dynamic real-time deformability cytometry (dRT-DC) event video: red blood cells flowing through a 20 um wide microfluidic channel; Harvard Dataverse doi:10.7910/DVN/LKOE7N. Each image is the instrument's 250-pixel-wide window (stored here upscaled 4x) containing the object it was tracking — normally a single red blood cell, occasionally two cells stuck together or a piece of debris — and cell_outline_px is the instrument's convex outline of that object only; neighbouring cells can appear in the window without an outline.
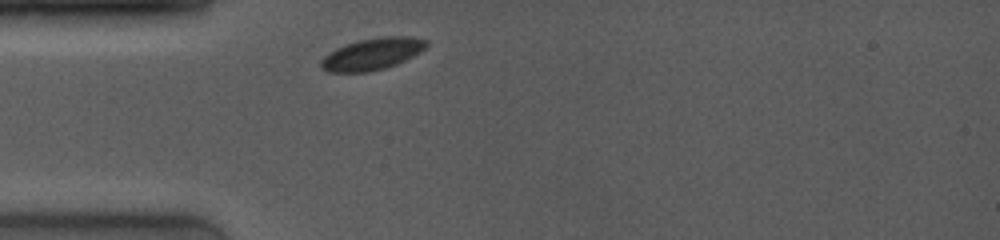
{"species": "common noctule bat (a hibernating species)", "species_latin": "Nyctalus noctula", "temperature_condition": "room temperature", "stored_images_in_passage": 6, "camera_frame_rate_fps": 4000, "um_per_image_px": 0.085, "animal": {"sex": "female", "body_mass_g": 19.0, "forearm_length_mm": 53.3}, "frame": {"image": 1, "passage_image": 1, "time_ms": 0.0, "image_size_px": [1000, 240], "cell_outline_px": [[428, 44], [420, 52], [396, 64], [384, 68], [368, 72], [328, 72], [320, 64], [320, 60], [328, 52], [336, 48], [360, 40], [388, 36], [404, 36], [428, 40]], "centroid_in_image_um": [31.63, 4.59], "position_along_channel_um": 53.4, "area_um2": 19.19}}
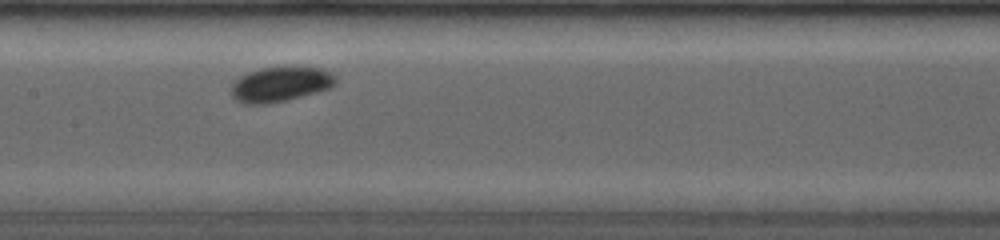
{"frame": {"image": 2, "passage_image": 5, "time_ms": 3.5, "image_size_px": [1000, 240], "cell_outline_px": [[336, 84], [328, 88], [316, 92], [288, 100], [268, 104], [244, 104], [236, 100], [232, 96], [232, 84], [240, 76], [248, 72], [260, 68], [320, 68], [336, 76]], "centroid_in_image_um": [23.8, 7.19], "position_along_channel_um": 183.6, "area_um2": 20.92}}